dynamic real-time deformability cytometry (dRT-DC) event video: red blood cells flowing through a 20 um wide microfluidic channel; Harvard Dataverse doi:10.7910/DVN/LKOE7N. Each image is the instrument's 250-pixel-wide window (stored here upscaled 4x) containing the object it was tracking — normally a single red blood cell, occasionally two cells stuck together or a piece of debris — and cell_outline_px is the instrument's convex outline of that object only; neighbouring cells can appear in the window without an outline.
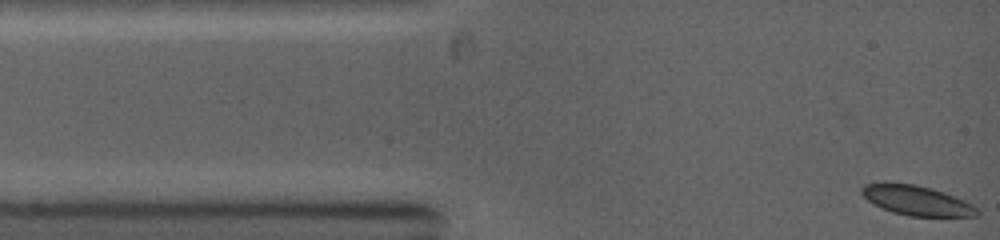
{"species": "common noctule bat (a hibernating species)", "species_latin": "Nyctalus noctula", "temperature_condition": "warm", "stored_images_in_passage": 29, "camera_frame_rate_fps": 5000, "um_per_image_px": 0.085, "animal": {"sex": "female", "body_mass_g": 19.0, "forearm_length_mm": 53.3}, "frame": {"image": 1, "passage_image": 1, "time_ms": 0.0, "image_size_px": [1000, 240], "cell_outline_px": [[980, 212], [976, 216], [908, 216], [892, 212], [872, 204], [860, 192], [860, 188], [864, 184], [884, 180], [916, 184], [932, 188], [944, 192], [964, 200], [972, 204]], "centroid_in_image_um": [77.84, 17.0], "position_along_channel_um": 7.2, "area_um2": 20.52}}
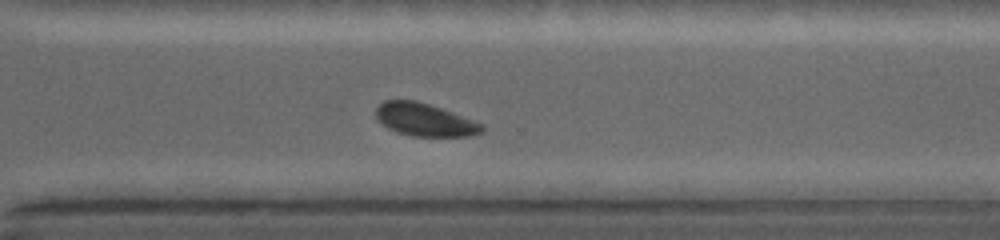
{"frame": {"image": 2, "passage_image": 23, "time_ms": 8.8, "image_size_px": [1000, 240], "cell_outline_px": [[484, 128], [480, 132], [468, 136], [412, 136], [396, 132], [388, 128], [376, 116], [376, 108], [384, 100], [416, 100], [452, 112], [484, 124]], "centroid_in_image_um": [36.1, 10.18], "position_along_channel_um": 334.5, "area_um2": 20.0}}
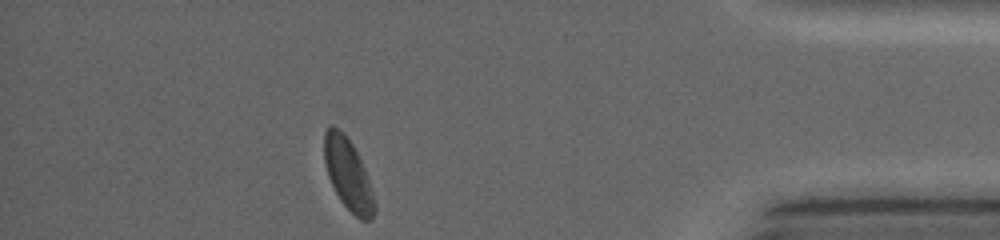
{"frame": {"image": 3, "passage_image": 29, "time_ms": 11.4, "image_size_px": [1000, 240], "cell_outline_px": [[376, 212], [372, 220], [360, 220], [340, 200], [328, 176], [324, 160], [324, 132], [332, 124], [340, 128], [344, 132], [352, 144], [360, 160], [368, 180], [376, 204]], "centroid_in_image_um": [29.58, 14.81], "position_along_channel_um": 405.6, "area_um2": 20.69}}